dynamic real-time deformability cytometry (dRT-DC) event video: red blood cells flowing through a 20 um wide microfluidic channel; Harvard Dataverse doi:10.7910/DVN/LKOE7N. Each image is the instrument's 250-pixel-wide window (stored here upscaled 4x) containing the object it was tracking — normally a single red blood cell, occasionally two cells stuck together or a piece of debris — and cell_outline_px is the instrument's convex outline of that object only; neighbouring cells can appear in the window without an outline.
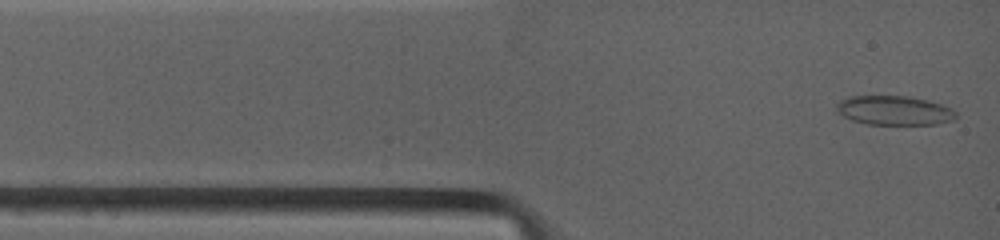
{"species": "common noctule bat (a hibernating species)", "species_latin": "Nyctalus noctula", "temperature_condition": "warm", "stored_images_in_passage": 6, "camera_frame_rate_fps": 4500, "um_per_image_px": 0.085, "animal": {"sex": "female", "body_mass_g": 19.0, "forearm_length_mm": 53.3}, "frame": {"image": 1, "passage_image": 1, "time_ms": 0.0, "image_size_px": [1000, 240], "cell_outline_px": [[956, 116], [952, 120], [936, 124], [868, 124], [852, 120], [844, 116], [840, 112], [840, 104], [844, 100], [852, 96], [904, 96], [928, 100], [940, 104], [956, 112]], "centroid_in_image_um": [76.07, 9.39], "position_along_channel_um": 8.9, "area_um2": 19.65}}
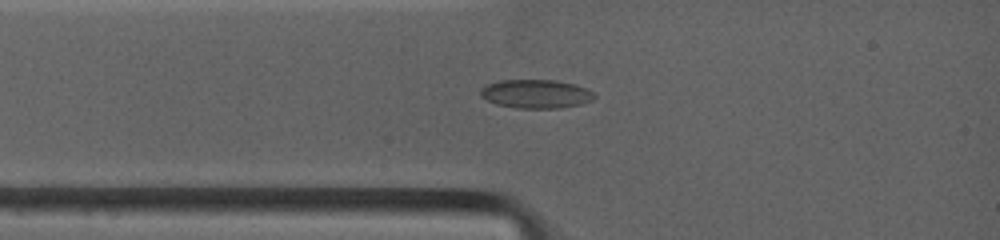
{"frame": {"image": 2, "passage_image": 5, "time_ms": 1.778, "image_size_px": [1000, 240], "cell_outline_px": [[596, 96], [592, 100], [580, 104], [560, 108], [520, 108], [496, 104], [480, 96], [480, 92], [488, 84], [500, 80], [552, 80], [572, 84], [584, 88], [592, 92]], "centroid_in_image_um": [45.55, 7.98], "position_along_channel_um": 39.5, "area_um2": 18.67}}